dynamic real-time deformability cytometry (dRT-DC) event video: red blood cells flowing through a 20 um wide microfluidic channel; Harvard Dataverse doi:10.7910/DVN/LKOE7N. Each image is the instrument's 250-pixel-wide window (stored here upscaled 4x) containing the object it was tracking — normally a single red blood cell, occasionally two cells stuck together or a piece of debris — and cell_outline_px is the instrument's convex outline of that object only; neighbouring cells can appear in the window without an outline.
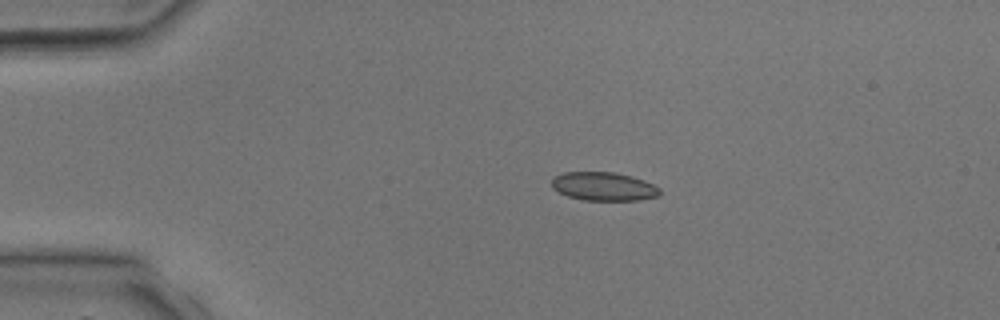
{"species": "common noctule bat (a hibernating species)", "species_latin": "Nyctalus noctula", "temperature_condition": "room temperature", "stored_images_in_passage": 3, "camera_frame_rate_fps": 3000, "um_per_image_px": 0.085, "animal": {"sex": "male", "body_mass_g": 17.9, "forearm_length_mm": 54.2}, "frame": {"image": 1, "passage_image": 2, "time_ms": 1.333, "image_size_px": [1000, 320], "cell_outline_px": [[660, 196], [640, 200], [584, 200], [568, 196], [552, 188], [552, 180], [556, 176], [564, 172], [616, 172], [632, 176], [644, 180], [660, 188]], "centroid_in_image_um": [51.35, 15.84], "position_along_channel_um": 33.7, "area_um2": 17.98}}